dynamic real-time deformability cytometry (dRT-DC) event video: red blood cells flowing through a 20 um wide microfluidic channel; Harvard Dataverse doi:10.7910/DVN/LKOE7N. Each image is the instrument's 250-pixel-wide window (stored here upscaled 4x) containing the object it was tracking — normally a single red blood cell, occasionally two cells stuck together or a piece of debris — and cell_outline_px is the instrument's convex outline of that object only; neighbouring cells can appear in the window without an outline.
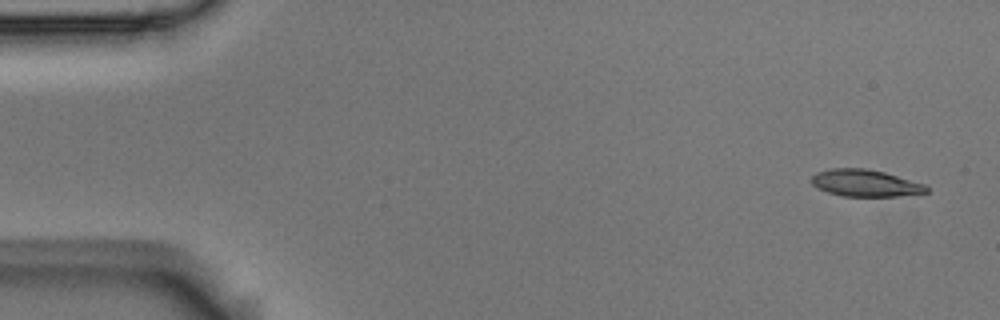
{"species": "Egyptian fruit bat (a non-hibernating species)", "species_latin": "Rousettus aegyptiacus", "temperature_condition": "room temperature", "stored_images_in_passage": 4, "camera_frame_rate_fps": 3000, "um_per_image_px": 0.085, "animal": {"sex": "male"}, "frame": {"image": 1, "passage_image": 1, "time_ms": 0.0, "image_size_px": [1000, 320], "cell_outline_px": [[928, 192], [896, 196], [840, 196], [828, 192], [812, 184], [812, 176], [816, 172], [832, 168], [864, 168], [884, 172], [924, 184], [928, 188]], "centroid_in_image_um": [73.53, 15.56], "position_along_channel_um": 11.5, "area_um2": 17.8}}